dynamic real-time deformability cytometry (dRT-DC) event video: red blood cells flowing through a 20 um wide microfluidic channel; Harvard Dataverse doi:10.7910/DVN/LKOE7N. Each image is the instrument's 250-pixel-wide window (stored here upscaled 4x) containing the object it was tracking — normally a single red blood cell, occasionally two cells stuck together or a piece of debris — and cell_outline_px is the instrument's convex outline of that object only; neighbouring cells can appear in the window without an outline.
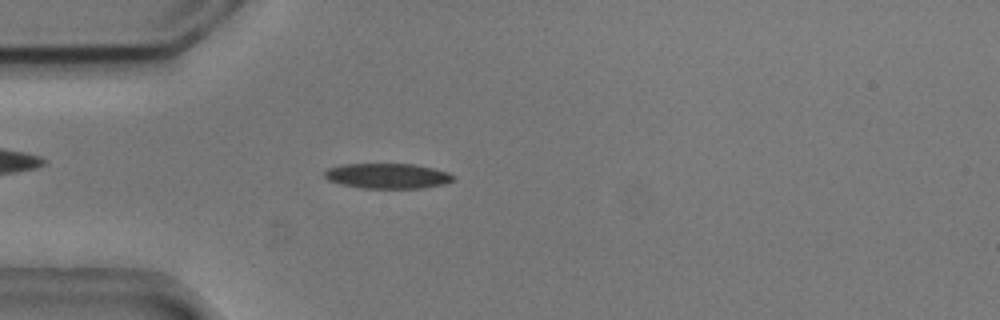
{"species": "common noctule bat (a hibernating species)", "species_latin": "Nyctalus noctula", "temperature_condition": "cold", "stored_images_in_passage": 53, "camera_frame_rate_fps": 3000, "um_per_image_px": 0.085, "animal": {"sex": "male", "body_mass_g": 20.5, "forearm_length_mm": 52.5}, "frame": {"image": 1, "passage_image": 14, "time_ms": 4.333, "image_size_px": [1000, 320], "cell_outline_px": [[456, 180], [444, 184], [420, 188], [360, 188], [340, 184], [328, 180], [324, 176], [324, 172], [328, 168], [344, 164], [416, 164], [448, 172], [456, 176]], "centroid_in_image_um": [32.96, 14.95], "position_along_channel_um": 52.0, "area_um2": 19.02}}
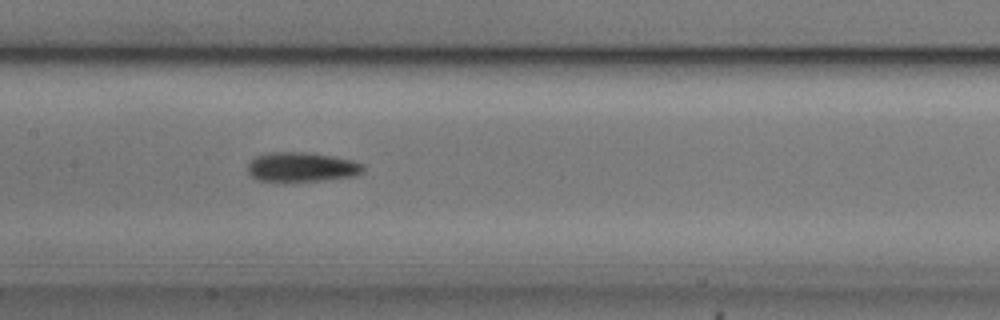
{"frame": {"image": 2, "passage_image": 25, "time_ms": 8.0, "image_size_px": [1000, 320], "cell_outline_px": [[364, 172], [352, 176], [320, 180], [284, 184], [256, 180], [248, 172], [248, 164], [256, 156], [268, 152], [312, 152], [352, 160], [364, 164]], "centroid_in_image_um": [25.6, 14.22], "position_along_channel_um": 181.8, "area_um2": 20.52}}
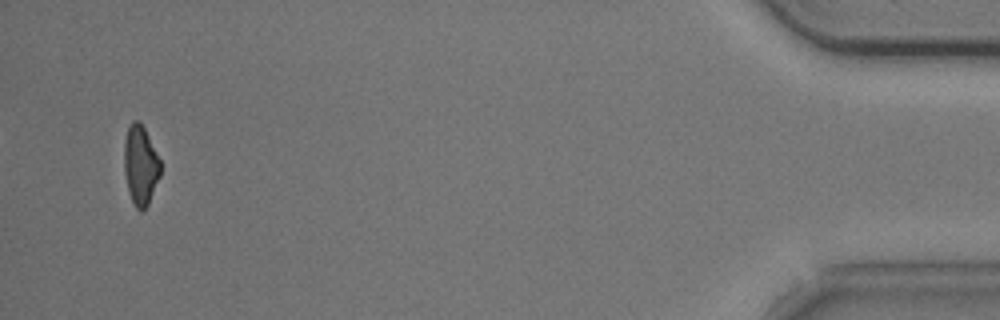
{"frame": {"image": 3, "passage_image": 51, "time_ms": 16.667, "image_size_px": [1000, 320], "cell_outline_px": [[160, 176], [148, 204], [140, 212], [136, 208], [128, 192], [124, 172], [124, 140], [128, 128], [132, 120], [140, 120], [160, 160]], "centroid_in_image_um": [11.92, 14.03], "position_along_channel_um": 423.3, "area_um2": 16.76}, "authors_computed_cell_mechanics": {"area_um2": 18.3804, "velocity_mm_per_s": 3.7358, "shape_relaxation_time_tau1_ms": 9.0564, "shape_relaxation_time_tau2_ms": null, "deformation_change_tau1": 0.2059, "deformation_change_tau2": null}}